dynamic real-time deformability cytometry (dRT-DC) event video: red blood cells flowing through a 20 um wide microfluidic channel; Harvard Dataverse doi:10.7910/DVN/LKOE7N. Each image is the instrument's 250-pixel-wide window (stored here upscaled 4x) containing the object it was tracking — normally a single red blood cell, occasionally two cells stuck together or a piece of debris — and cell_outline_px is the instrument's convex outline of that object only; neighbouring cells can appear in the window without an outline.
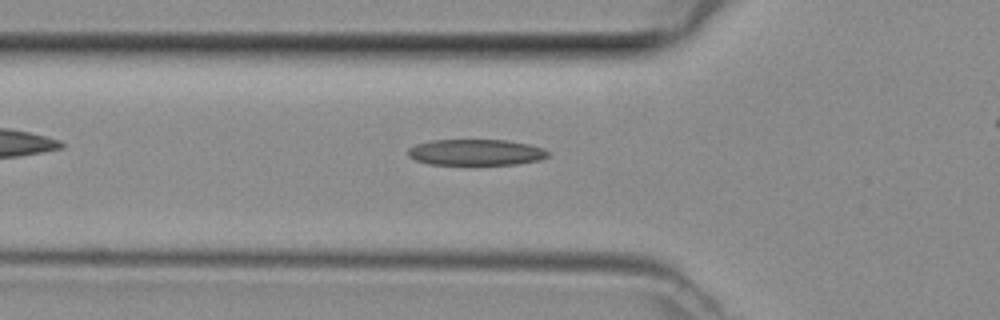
{"species": "common noctule bat (a hibernating species)", "species_latin": "Nyctalus noctula", "temperature_condition": "room temperature", "stored_images_in_passage": 27, "camera_frame_rate_fps": 3000, "um_per_image_px": 0.085, "animal": {"sex": "female", "body_mass_g": 29.2, "forearm_length_mm": 56.3}, "frame": {"image": 1, "passage_image": 7, "time_ms": 2.0, "image_size_px": [1000, 320], "cell_outline_px": [[548, 156], [540, 160], [516, 164], [428, 164], [416, 160], [408, 156], [408, 148], [416, 144], [432, 140], [508, 140], [528, 144], [544, 148], [548, 152]], "centroid_in_image_um": [40.45, 12.94], "position_along_channel_um": 85.4, "area_um2": 21.21}}
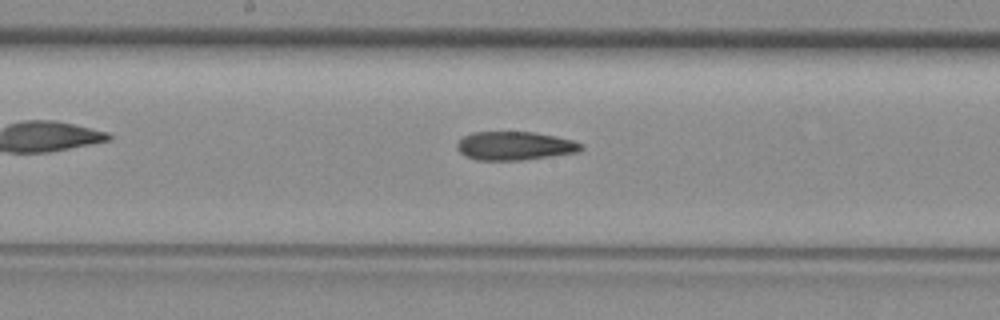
{"frame": {"image": 2, "passage_image": 15, "time_ms": 4.667, "image_size_px": [1000, 320], "cell_outline_px": [[584, 148], [576, 152], [520, 160], [476, 160], [464, 156], [456, 148], [456, 144], [464, 136], [472, 132], [532, 132], [556, 136], [572, 140], [584, 144]], "centroid_in_image_um": [43.72, 12.39], "position_along_channel_um": 204.5, "area_um2": 20.58}}
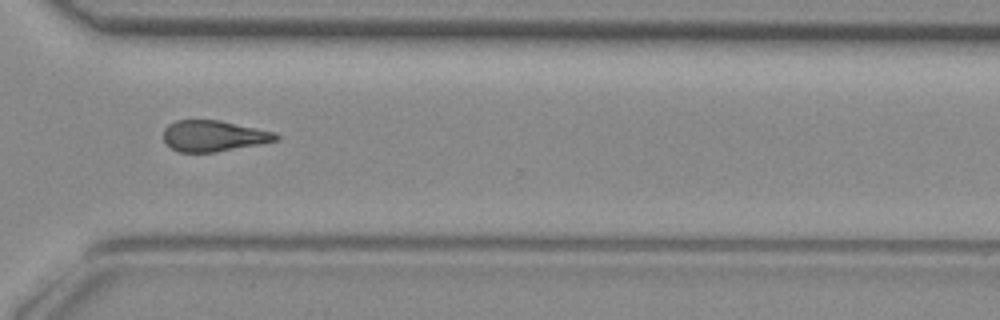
{"frame": {"image": 3, "passage_image": 25, "time_ms": 8.0, "image_size_px": [1000, 320], "cell_outline_px": [[280, 140], [260, 144], [216, 152], [180, 152], [172, 148], [164, 140], [164, 128], [168, 124], [176, 120], [220, 120], [276, 132], [280, 136]], "centroid_in_image_um": [18.19, 11.55], "position_along_channel_um": 352.4, "area_um2": 20.4}}